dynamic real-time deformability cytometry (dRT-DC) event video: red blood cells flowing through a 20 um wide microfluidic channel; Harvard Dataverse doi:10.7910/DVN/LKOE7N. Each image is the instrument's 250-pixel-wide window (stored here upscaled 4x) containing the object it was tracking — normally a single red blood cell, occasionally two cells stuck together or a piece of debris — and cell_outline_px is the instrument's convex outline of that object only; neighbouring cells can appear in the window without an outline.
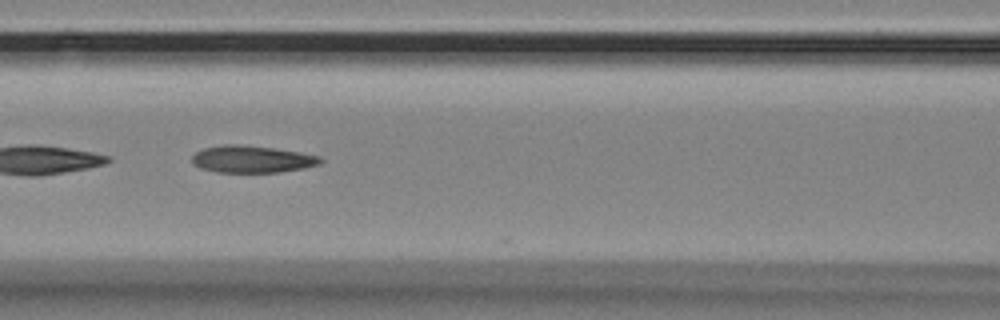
{"species": "Egyptian fruit bat (a non-hibernating species)", "species_latin": "Rousettus aegyptiacus", "temperature_condition": "room temperature", "stored_images_in_passage": 30, "camera_frame_rate_fps": 3000, "um_per_image_px": 0.085, "animal": {"sex": "female"}, "frame": {"image": 1, "passage_image": 18, "time_ms": 5.667, "image_size_px": [1000, 320], "cell_outline_px": [[324, 160], [320, 164], [304, 168], [280, 172], [216, 172], [200, 168], [192, 164], [192, 156], [196, 152], [204, 148], [224, 144], [240, 144], [272, 148], [300, 152], [320, 156]], "centroid_in_image_um": [21.42, 13.53], "position_along_channel_um": 145.2, "area_um2": 20.35}}